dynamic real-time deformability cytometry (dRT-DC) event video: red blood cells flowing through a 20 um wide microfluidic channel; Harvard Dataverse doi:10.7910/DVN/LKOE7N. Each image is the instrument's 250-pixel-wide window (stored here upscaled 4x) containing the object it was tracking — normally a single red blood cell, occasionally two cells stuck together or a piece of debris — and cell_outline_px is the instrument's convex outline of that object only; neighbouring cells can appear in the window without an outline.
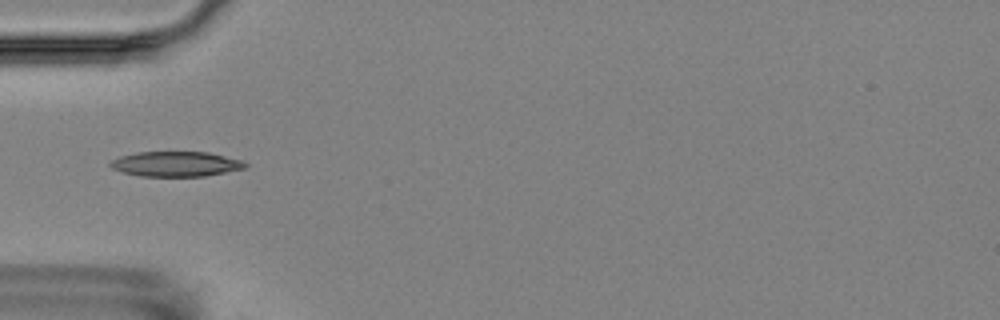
{"species": "Egyptian fruit bat (a non-hibernating species)", "species_latin": "Rousettus aegyptiacus", "temperature_condition": "room temperature", "stored_images_in_passage": 3, "camera_frame_rate_fps": 3000, "um_per_image_px": 0.085, "animal": {"sex": "female"}, "frame": {"image": 1, "passage_image": 1, "time_ms": 0.0, "image_size_px": [1000, 320], "cell_outline_px": [[248, 164], [244, 168], [204, 176], [140, 176], [124, 172], [112, 168], [108, 164], [112, 160], [120, 156], [136, 152], [208, 152], [244, 160]], "centroid_in_image_um": [14.95, 13.93], "position_along_channel_um": 70.0, "area_um2": 19.59}}
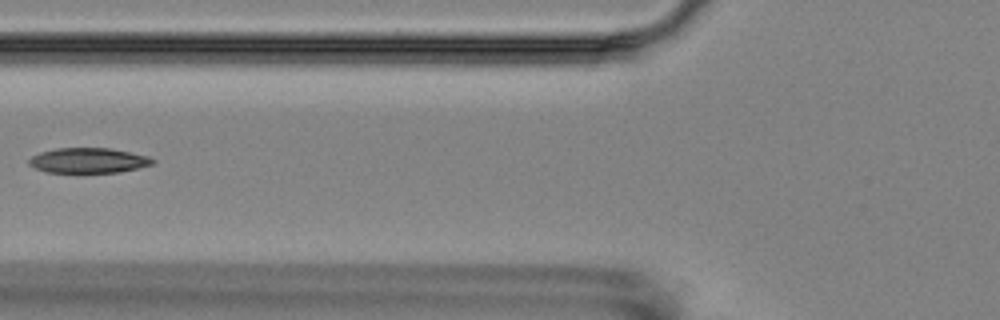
{"frame": {"image": 2, "passage_image": 2, "time_ms": 1.333, "image_size_px": [1000, 320], "cell_outline_px": [[156, 160], [152, 164], [120, 172], [76, 176], [44, 172], [28, 164], [28, 160], [32, 156], [40, 152], [56, 148], [108, 148], [148, 156]], "centroid_in_image_um": [7.44, 13.7], "position_along_channel_um": 118.4, "area_um2": 19.02}}
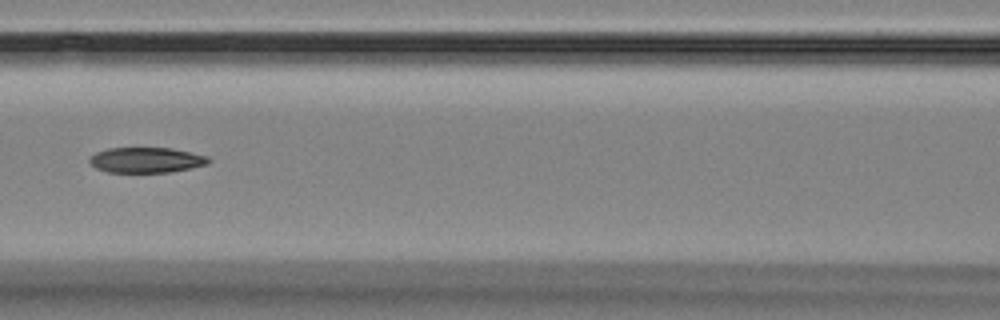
{"frame": {"image": 3, "passage_image": 3, "time_ms": 2.333, "image_size_px": [1000, 320], "cell_outline_px": [[212, 160], [208, 164], [192, 168], [168, 172], [108, 172], [96, 168], [88, 160], [96, 152], [108, 148], [172, 148], [208, 156]], "centroid_in_image_um": [12.47, 13.6], "position_along_channel_um": 154.1, "area_um2": 17.57}}